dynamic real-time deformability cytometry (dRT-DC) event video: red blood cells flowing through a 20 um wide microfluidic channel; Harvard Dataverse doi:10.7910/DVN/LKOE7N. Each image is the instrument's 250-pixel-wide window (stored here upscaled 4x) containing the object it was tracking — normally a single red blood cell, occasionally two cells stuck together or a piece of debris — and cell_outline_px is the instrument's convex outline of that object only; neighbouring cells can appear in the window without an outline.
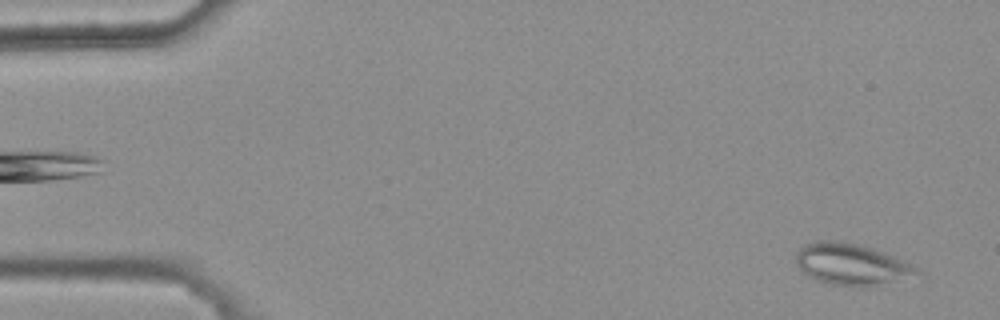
{"species": "common noctule bat (a hibernating species)", "species_latin": "Nyctalus noctula", "temperature_condition": "warm", "stored_images_in_passage": 4, "camera_frame_rate_fps": 3000, "um_per_image_px": 0.085, "animal": {"sex": "female", "body_mass_g": 25.1}, "frame": {"image": 1, "passage_image": 1, "time_ms": 0.0, "image_size_px": [1000, 320], "cell_outline_px": [[924, 272], [872, 288], [856, 288], [828, 284], [816, 280], [808, 276], [796, 264], [796, 252], [804, 244], [816, 240], [836, 240], [856, 244], [872, 248], [884, 252], [912, 264]], "centroid_in_image_um": [72.37, 22.49], "position_along_channel_um": 12.6, "area_um2": 29.77}}